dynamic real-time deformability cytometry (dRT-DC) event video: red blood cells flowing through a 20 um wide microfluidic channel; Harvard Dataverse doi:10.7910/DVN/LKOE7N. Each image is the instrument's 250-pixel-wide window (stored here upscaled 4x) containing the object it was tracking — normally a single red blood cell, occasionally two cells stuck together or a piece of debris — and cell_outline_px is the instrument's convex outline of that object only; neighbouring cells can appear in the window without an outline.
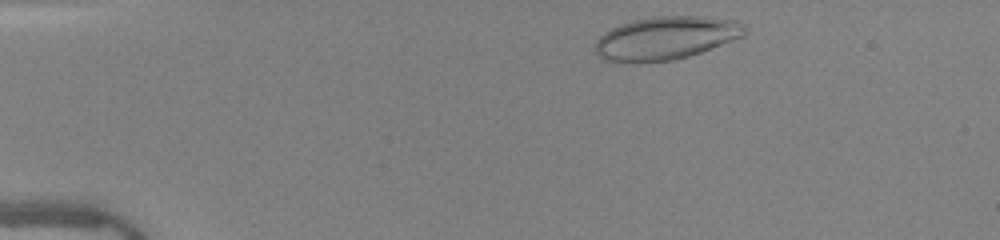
{"species": "human", "species_latin": "Homo sapiens", "temperature_condition": "warm", "stored_images_in_passage": 43, "camera_frame_rate_fps": 3000, "um_per_image_px": 0.085, "donor": {"sex": "female"}, "frame": {"image": 1, "passage_image": 2, "time_ms": 0.333, "image_size_px": [1000, 240], "cell_outline_px": [[748, 32], [744, 36], [700, 52], [688, 56], [672, 60], [604, 60], [596, 52], [596, 40], [604, 32], [620, 24], [632, 20], [652, 16], [700, 16], [736, 20], [744, 24], [748, 28]], "centroid_in_image_um": [56.67, 3.18], "position_along_channel_um": 28.3, "area_um2": 36.99}}
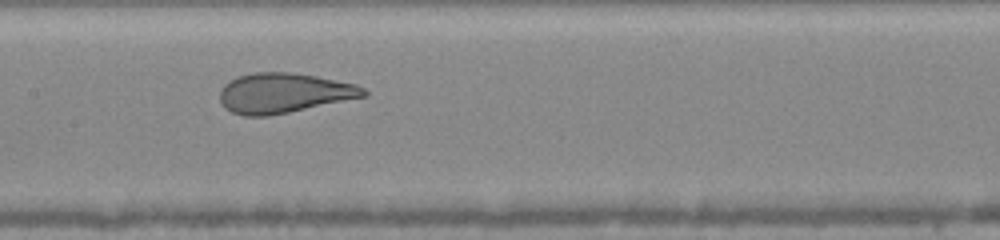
{"frame": {"image": 2, "passage_image": 19, "time_ms": 6.0, "image_size_px": [1000, 240], "cell_outline_px": [[368, 96], [268, 116], [244, 116], [232, 112], [224, 108], [220, 100], [220, 92], [224, 84], [240, 76], [252, 72], [292, 72], [316, 76], [356, 84], [364, 88], [368, 92]], "centroid_in_image_um": [24.14, 7.91], "position_along_channel_um": 183.3, "area_um2": 33.41}}
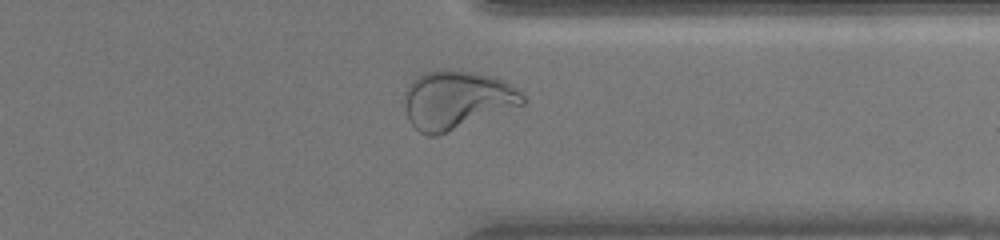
{"frame": {"image": 3, "passage_image": 33, "time_ms": 10.667, "image_size_px": [1000, 240], "cell_outline_px": [[528, 100], [524, 104], [436, 136], [428, 136], [420, 132], [408, 120], [404, 108], [404, 92], [408, 84], [412, 80], [424, 72], [440, 68], [448, 68], [476, 72], [492, 76], [516, 88]], "centroid_in_image_um": [38.77, 8.46], "position_along_channel_um": 372.6, "area_um2": 40.46}, "authors_computed_cell_mechanics": {"area_um2": 37.2232, "velocity_mm_per_s": 4.0627, "shape_relaxation_time_tau1_ms": 6.4177, "shape_relaxation_time_tau2_ms": null, "deformation_change_tau1": 0.2296, "deformation_change_tau2": null}}